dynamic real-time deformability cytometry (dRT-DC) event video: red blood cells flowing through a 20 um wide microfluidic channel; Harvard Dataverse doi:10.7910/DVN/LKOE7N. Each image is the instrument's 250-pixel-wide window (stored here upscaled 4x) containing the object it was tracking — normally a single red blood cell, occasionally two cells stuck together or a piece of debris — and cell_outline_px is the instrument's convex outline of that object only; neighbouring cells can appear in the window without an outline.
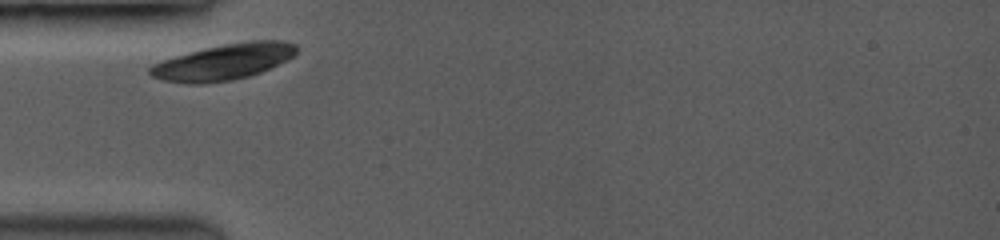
{"species": "common noctule bat (a hibernating species)", "species_latin": "Nyctalus noctula", "temperature_condition": "room temperature", "stored_images_in_passage": 32, "camera_frame_rate_fps": 3500, "um_per_image_px": 0.085, "animal": {"sex": "female", "body_mass_g": 19.0, "forearm_length_mm": 53.3}, "frame": {"image": 1, "passage_image": 1, "time_ms": 0.0, "image_size_px": [1000, 240], "cell_outline_px": [[296, 52], [288, 60], [260, 72], [248, 76], [232, 80], [200, 84], [192, 84], [164, 80], [152, 76], [148, 72], [148, 68], [152, 64], [176, 56], [204, 48], [224, 44], [252, 40], [280, 40], [296, 44]], "centroid_in_image_um": [19.01, 5.26], "position_along_channel_um": 66.0, "area_um2": 30.4}}
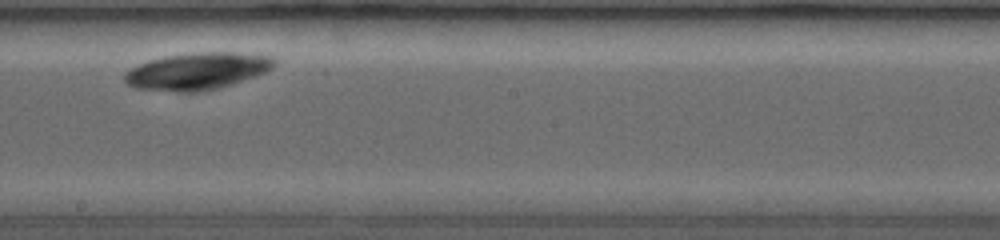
{"frame": {"image": 2, "passage_image": 17, "time_ms": 4.571, "image_size_px": [1000, 240], "cell_outline_px": [[276, 64], [272, 68], [256, 76], [220, 88], [196, 92], [184, 92], [136, 88], [128, 84], [124, 80], [124, 72], [148, 60], [164, 56], [200, 52], [236, 52], [272, 56], [276, 60]], "centroid_in_image_um": [16.79, 6.04], "position_along_channel_um": 231.4, "area_um2": 32.25}}
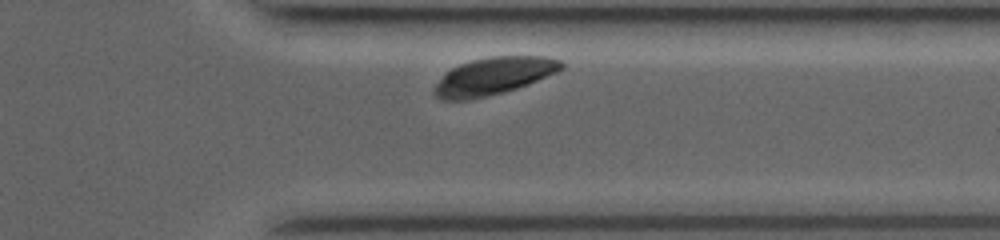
{"frame": {"image": 3, "passage_image": 29, "time_ms": 8.286, "image_size_px": [1000, 240], "cell_outline_px": [[564, 68], [556, 72], [536, 80], [504, 92], [472, 100], [440, 100], [436, 96], [436, 84], [452, 68], [460, 64], [472, 60], [492, 56], [544, 56], [560, 60], [564, 64]], "centroid_in_image_um": [41.97, 6.47], "position_along_channel_um": 369.4, "area_um2": 27.17}}